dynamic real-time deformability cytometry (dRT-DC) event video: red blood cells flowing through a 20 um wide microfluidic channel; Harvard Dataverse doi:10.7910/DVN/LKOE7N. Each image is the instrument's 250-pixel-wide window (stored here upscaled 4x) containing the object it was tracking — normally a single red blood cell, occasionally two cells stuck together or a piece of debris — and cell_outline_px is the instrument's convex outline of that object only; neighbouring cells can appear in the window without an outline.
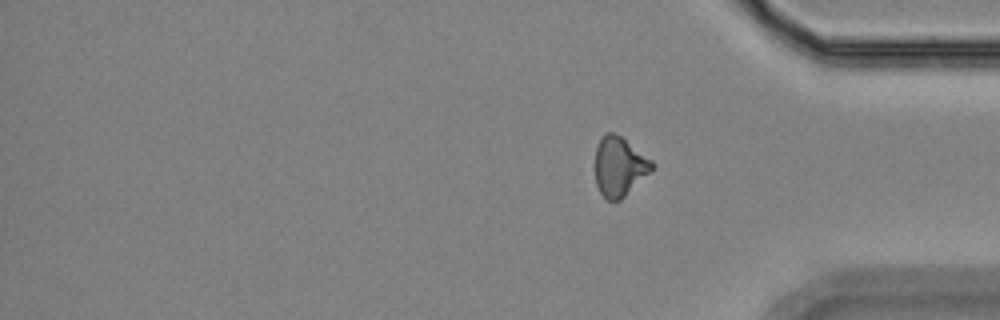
{"species": "Egyptian fruit bat (a non-hibernating species)", "species_latin": "Rousettus aegyptiacus", "temperature_condition": "room temperature", "stored_images_in_passage": 15, "segment_of_instrument_passage": [2, 2], "camera_frame_rate_fps": 3000, "um_per_image_px": 0.085, "animal": {"sex": "female"}, "frame": {"image": 1, "passage_image": 15, "time_ms": 17.333, "image_size_px": [1000, 320], "cell_outline_px": [[652, 168], [620, 200], [608, 200], [600, 192], [596, 184], [596, 144], [604, 132], [612, 132], [620, 136], [652, 160]], "centroid_in_image_um": [52.6, 14.12], "position_along_channel_um": 382.6, "area_um2": 19.07}}